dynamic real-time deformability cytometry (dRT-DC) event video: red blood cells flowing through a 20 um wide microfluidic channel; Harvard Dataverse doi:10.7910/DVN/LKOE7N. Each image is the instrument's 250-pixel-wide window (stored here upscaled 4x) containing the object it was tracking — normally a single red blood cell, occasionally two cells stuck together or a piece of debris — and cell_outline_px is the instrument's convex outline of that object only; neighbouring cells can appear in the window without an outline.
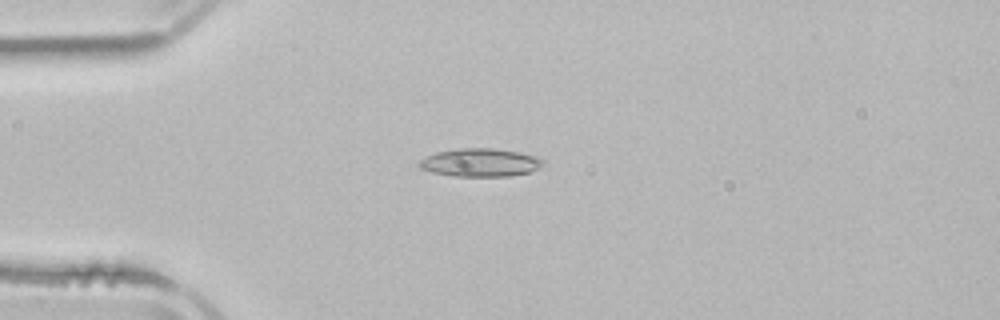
{"species": "common noctule bat (a hibernating species)", "species_latin": "Nyctalus noctula", "temperature_condition": "room temperature", "stored_images_in_passage": 4, "camera_frame_rate_fps": 3000, "um_per_image_px": 0.085, "animal": {"sex": "male", "body_mass_g": 21.5, "forearm_length_mm": 52.0}, "frame": {"image": 1, "passage_image": 4, "time_ms": 5.667, "image_size_px": [1000, 320], "cell_outline_px": [[544, 164], [532, 172], [508, 176], [452, 176], [432, 172], [420, 168], [416, 164], [420, 160], [436, 152], [460, 148], [496, 148], [520, 152], [536, 156], [544, 160]], "centroid_in_image_um": [40.84, 13.81], "position_along_channel_um": 44.2, "area_um2": 20.46}}